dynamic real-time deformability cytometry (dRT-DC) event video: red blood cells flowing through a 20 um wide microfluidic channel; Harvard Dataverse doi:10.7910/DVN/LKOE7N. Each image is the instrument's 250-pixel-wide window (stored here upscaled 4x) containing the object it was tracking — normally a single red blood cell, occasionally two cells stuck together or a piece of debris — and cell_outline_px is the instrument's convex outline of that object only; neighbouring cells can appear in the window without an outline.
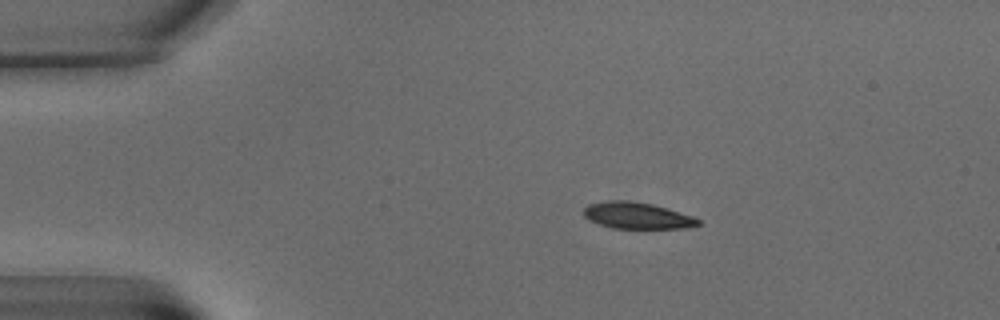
{"species": "common noctule bat (a hibernating species)", "species_latin": "Nyctalus noctula", "temperature_condition": "warm", "stored_images_in_passage": 6, "camera_frame_rate_fps": 3000, "um_per_image_px": 0.085, "animal": {"sex": "male", "body_mass_g": 15.6}, "frame": {"image": 1, "passage_image": 4, "time_ms": 3.667, "image_size_px": [1000, 320], "cell_outline_px": [[700, 224], [688, 228], [612, 228], [588, 220], [584, 216], [584, 208], [588, 204], [604, 200], [632, 200], [652, 204], [668, 208], [692, 216], [700, 220]], "centroid_in_image_um": [54.13, 18.31], "position_along_channel_um": 30.9, "area_um2": 17.8}}